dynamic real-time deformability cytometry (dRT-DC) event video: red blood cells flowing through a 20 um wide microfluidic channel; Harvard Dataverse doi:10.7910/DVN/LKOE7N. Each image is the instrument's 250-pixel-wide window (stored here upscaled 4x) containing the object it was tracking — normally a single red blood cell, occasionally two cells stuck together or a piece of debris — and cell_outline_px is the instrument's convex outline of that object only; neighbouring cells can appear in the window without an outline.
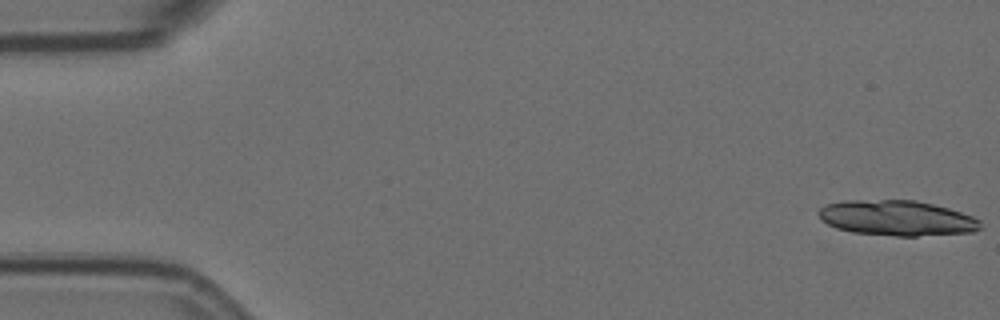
{"species": "Egyptian fruit bat (a non-hibernating species)", "species_latin": "Rousettus aegyptiacus", "temperature_condition": "room temperature", "stored_images_in_passage": 10, "camera_frame_rate_fps": 3000, "um_per_image_px": 0.085, "animal": {"sex": "female"}, "frame": {"image": 1, "passage_image": 1, "time_ms": 0.0, "image_size_px": [1000, 320], "cell_outline_px": [[980, 228], [972, 232], [916, 236], [896, 236], [852, 232], [836, 228], [820, 220], [816, 212], [824, 204], [844, 200], [916, 200], [948, 208], [972, 216], [980, 220]], "centroid_in_image_um": [76.17, 18.53], "position_along_channel_um": 8.8, "area_um2": 33.41}}
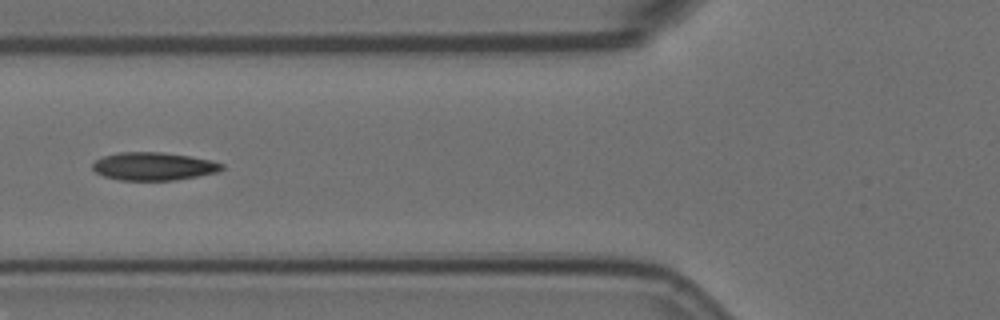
{"frame": {"image": 2, "passage_image": 6, "time_ms": 1.667, "image_size_px": [1000, 320], "cell_outline_px": [[224, 168], [216, 172], [176, 180], [120, 180], [104, 176], [96, 172], [92, 168], [92, 164], [96, 160], [104, 156], [120, 152], [160, 152], [188, 156], [212, 160], [224, 164]], "centroid_in_image_um": [13.05, 14.13], "position_along_channel_um": 112.7, "area_um2": 20.92}}
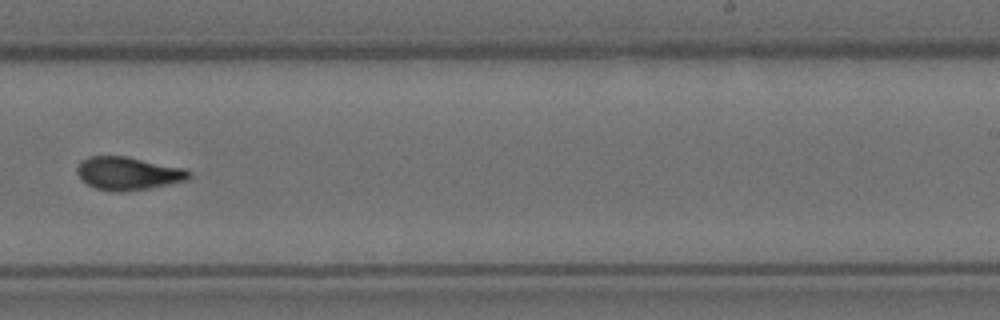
{"frame": {"image": 3, "passage_image": 10, "time_ms": 3.0, "image_size_px": [1000, 320], "cell_outline_px": [[192, 176], [188, 180], [148, 188], [124, 192], [116, 192], [96, 188], [88, 184], [76, 172], [76, 168], [80, 160], [88, 156], [128, 156], [184, 168]], "centroid_in_image_um": [10.88, 14.73], "position_along_channel_um": 278.1, "area_um2": 21.56}}